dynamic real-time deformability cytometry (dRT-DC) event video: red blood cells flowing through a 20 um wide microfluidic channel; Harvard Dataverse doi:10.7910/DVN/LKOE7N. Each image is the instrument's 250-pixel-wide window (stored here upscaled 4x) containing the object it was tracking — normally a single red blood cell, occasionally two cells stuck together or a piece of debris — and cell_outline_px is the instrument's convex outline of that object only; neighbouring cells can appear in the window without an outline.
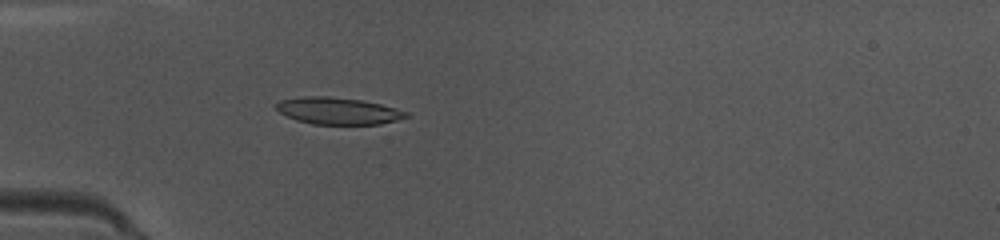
{"species": "common noctule bat (a hibernating species)", "species_latin": "Nyctalus noctula", "temperature_condition": "warm", "stored_images_in_passage": 37, "camera_frame_rate_fps": 3000, "um_per_image_px": 0.085, "animal": {"sex": "female", "body_mass_g": 10.0, "forearm_length_mm": 53.1}, "frame": {"image": 1, "passage_image": 3, "time_ms": 0.667, "image_size_px": [1000, 240], "cell_outline_px": [[408, 116], [396, 120], [380, 124], [312, 124], [296, 120], [280, 112], [276, 108], [276, 104], [280, 100], [304, 96], [328, 96], [360, 100], [380, 104], [396, 108], [408, 112]], "centroid_in_image_um": [28.72, 9.42], "position_along_channel_um": 56.3, "area_um2": 20.17}}
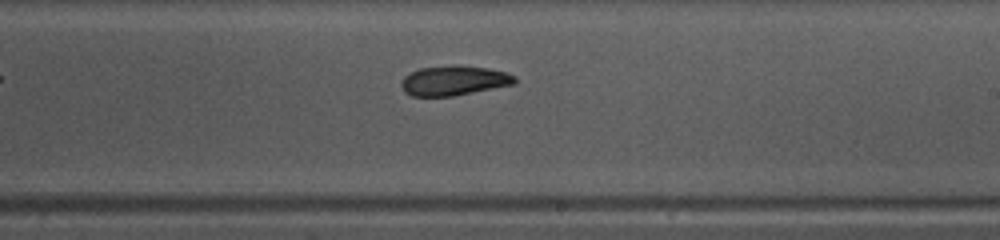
{"frame": {"image": 2, "passage_image": 18, "time_ms": 5.667, "image_size_px": [1000, 240], "cell_outline_px": [[516, 84], [452, 96], [412, 96], [404, 92], [400, 84], [404, 76], [408, 72], [420, 68], [488, 68], [504, 72], [516, 76]], "centroid_in_image_um": [38.56, 6.9], "position_along_channel_um": 250.4, "area_um2": 18.9}}
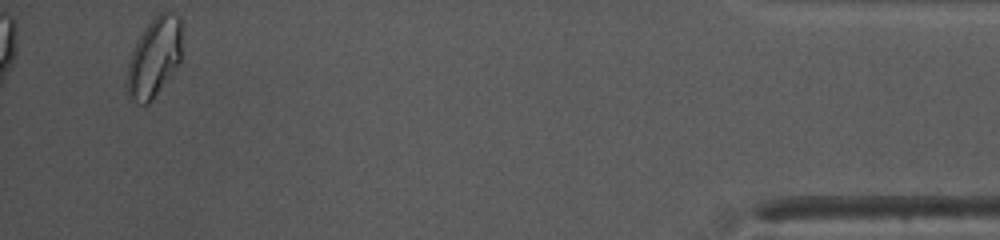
{"frame": {"image": 3, "passage_image": 36, "time_ms": 11.667, "image_size_px": [1000, 240], "cell_outline_px": [[180, 64], [148, 104], [136, 104], [128, 96], [124, 88], [124, 76], [128, 60], [140, 36], [148, 24], [160, 12], [172, 12], [180, 16]], "centroid_in_image_um": [13.05, 4.94], "position_along_channel_um": 422.1, "area_um2": 25.61}, "authors_computed_cell_mechanics": {"area_um2": 20.5768, "velocity_mm_per_s": 3.9959, "shape_relaxation_time_tau1_ms": 2.5197, "shape_relaxation_time_tau2_ms": null, "deformation_change_tau1": 0.1021, "deformation_change_tau2": null}}